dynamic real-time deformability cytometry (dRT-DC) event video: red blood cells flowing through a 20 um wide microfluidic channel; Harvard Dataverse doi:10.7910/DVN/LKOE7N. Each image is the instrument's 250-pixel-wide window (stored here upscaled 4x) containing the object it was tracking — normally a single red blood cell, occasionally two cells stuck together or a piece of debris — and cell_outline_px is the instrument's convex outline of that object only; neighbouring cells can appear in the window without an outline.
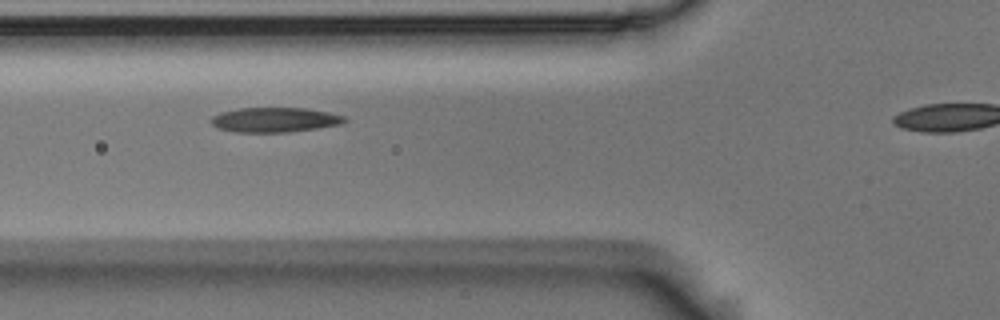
{"species": "Egyptian fruit bat (a non-hibernating species)", "species_latin": "Rousettus aegyptiacus", "temperature_condition": "room temperature", "stored_images_in_passage": 7, "camera_frame_rate_fps": 3000, "um_per_image_px": 0.085, "animal": {"sex": "male"}, "frame": {"image": 1, "passage_image": 3, "time_ms": 0.667, "image_size_px": [1000, 320], "cell_outline_px": [[348, 120], [344, 124], [288, 132], [236, 132], [216, 128], [212, 124], [212, 116], [220, 112], [240, 108], [304, 108], [328, 112], [344, 116]], "centroid_in_image_um": [23.36, 10.18], "position_along_channel_um": 102.4, "area_um2": 19.25}}
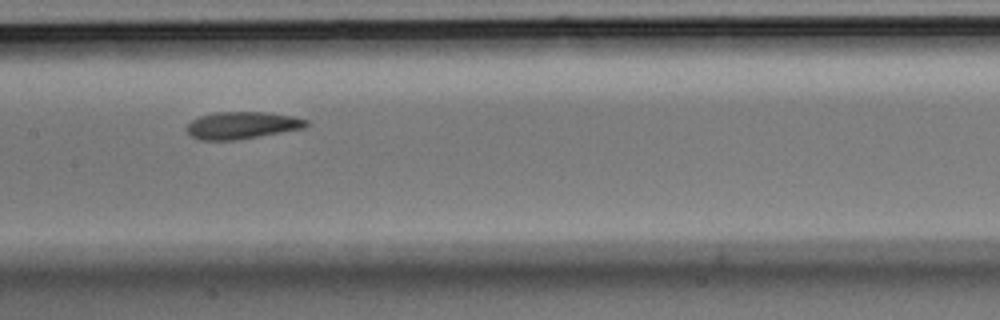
{"frame": {"image": 2, "passage_image": 5, "time_ms": 1.333, "image_size_px": [1000, 320], "cell_outline_px": [[308, 124], [304, 128], [236, 140], [200, 140], [192, 136], [188, 132], [188, 124], [192, 120], [200, 116], [216, 112], [264, 112], [292, 116], [308, 120]], "centroid_in_image_um": [20.57, 10.65], "position_along_channel_um": 186.8, "area_um2": 18.67}}
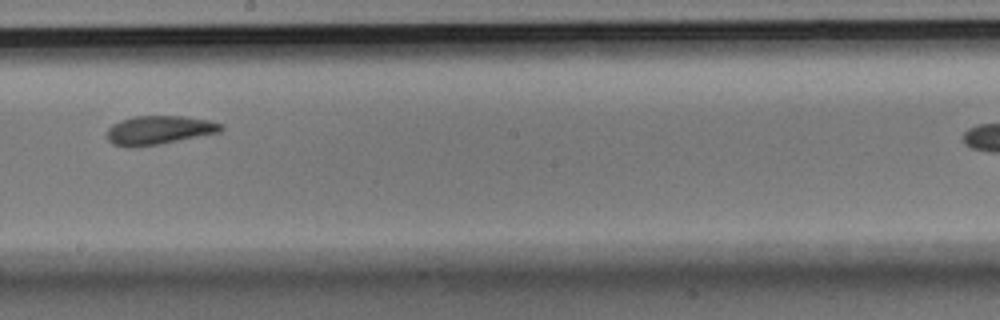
{"frame": {"image": 3, "passage_image": 6, "time_ms": 1.667, "image_size_px": [1000, 320], "cell_outline_px": [[224, 128], [220, 132], [160, 144], [132, 148], [124, 148], [112, 144], [108, 140], [108, 128], [112, 124], [120, 120], [136, 116], [184, 116], [208, 120], [224, 124]], "centroid_in_image_um": [13.5, 11.07], "position_along_channel_um": 234.7, "area_um2": 19.31}}